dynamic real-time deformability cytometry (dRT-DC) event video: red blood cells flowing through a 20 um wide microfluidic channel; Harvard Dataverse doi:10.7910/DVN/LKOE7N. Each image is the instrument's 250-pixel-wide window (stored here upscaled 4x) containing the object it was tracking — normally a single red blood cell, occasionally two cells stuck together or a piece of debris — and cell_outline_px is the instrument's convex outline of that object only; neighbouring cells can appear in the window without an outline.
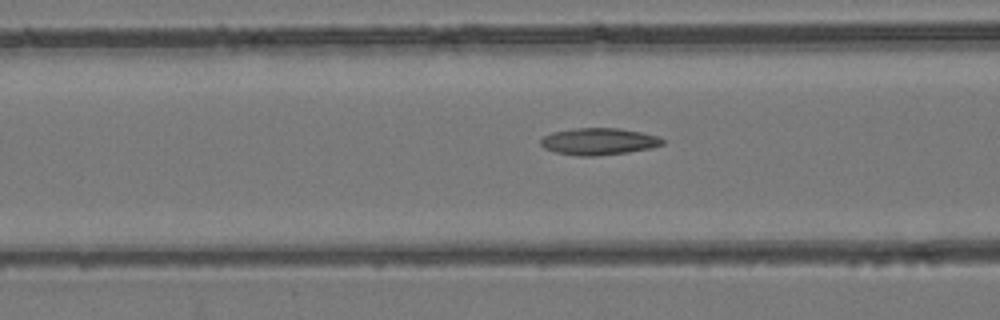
{"species": "common noctule bat (a hibernating species)", "species_latin": "Nyctalus noctula", "temperature_condition": "room temperature", "stored_images_in_passage": 49, "camera_frame_rate_fps": 3000, "um_per_image_px": 0.085, "animal": {"sex": "female", "body_mass_g": 24.6, "forearm_length_mm": 56.2}, "frame": {"image": 1, "passage_image": 20, "time_ms": 6.333, "image_size_px": [1000, 320], "cell_outline_px": [[664, 144], [652, 148], [628, 152], [596, 156], [576, 156], [556, 152], [544, 148], [540, 144], [540, 140], [544, 136], [552, 132], [576, 128], [620, 128], [640, 132], [656, 136], [664, 140]], "centroid_in_image_um": [50.88, 12.03], "position_along_channel_um": 115.7, "area_um2": 19.07}}
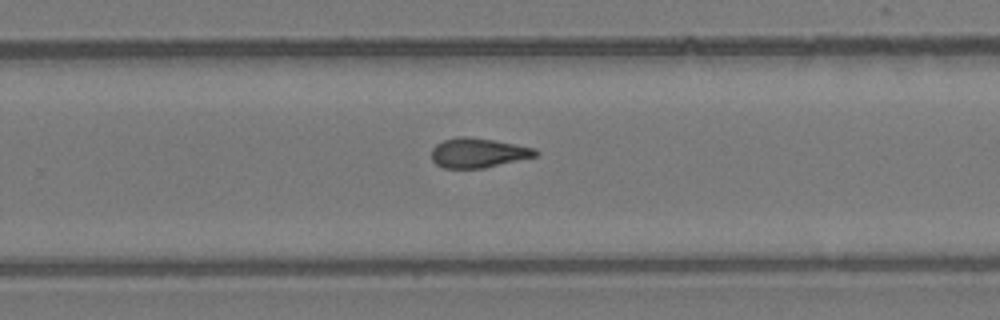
{"frame": {"image": 2, "passage_image": 32, "time_ms": 10.333, "image_size_px": [1000, 320], "cell_outline_px": [[540, 152], [536, 156], [484, 168], [444, 168], [436, 164], [432, 160], [432, 148], [436, 144], [444, 140], [456, 136], [464, 136], [492, 140], [536, 148]], "centroid_in_image_um": [40.63, 12.99], "position_along_channel_um": 289.2, "area_um2": 17.86}}
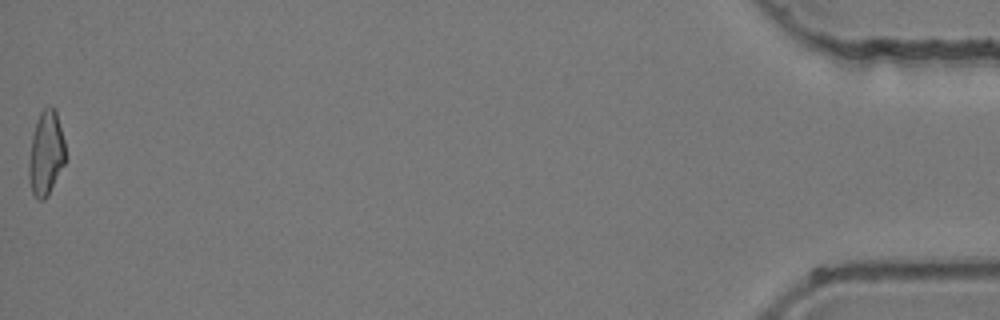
{"frame": {"image": 3, "passage_image": 49, "time_ms": 16.0, "image_size_px": [1000, 320], "cell_outline_px": [[64, 164], [48, 196], [44, 200], [36, 200], [32, 192], [28, 172], [28, 164], [32, 136], [40, 112], [44, 108], [56, 108], [64, 140]], "centroid_in_image_um": [3.9, 13.06], "position_along_channel_um": 431.3, "area_um2": 17.8}}